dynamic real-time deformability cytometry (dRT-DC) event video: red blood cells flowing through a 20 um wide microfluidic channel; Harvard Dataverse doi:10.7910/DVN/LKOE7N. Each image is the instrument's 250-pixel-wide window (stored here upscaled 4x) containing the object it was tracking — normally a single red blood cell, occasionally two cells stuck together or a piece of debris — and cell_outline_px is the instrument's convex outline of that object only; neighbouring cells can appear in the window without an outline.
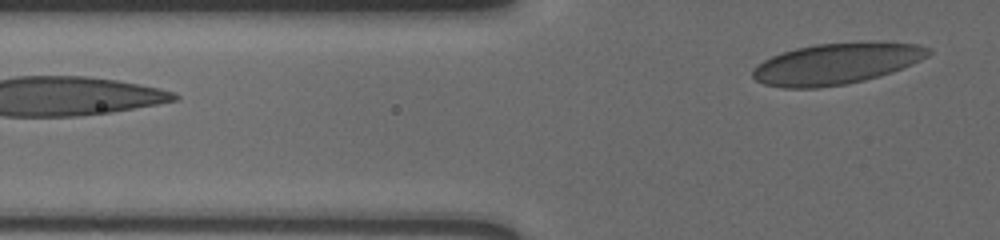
{"species": "human", "species_latin": "Homo sapiens", "temperature_condition": "cold", "stored_images_in_passage": 4, "segment_of_instrument_passage": [2, 2], "camera_frame_rate_fps": 3000, "um_per_image_px": 0.085, "donor": {"sex": "male"}, "frame": {"image": 1, "passage_image": 4, "time_ms": 1.0, "image_size_px": [1000, 240], "cell_outline_px": [[932, 52], [928, 56], [912, 64], [892, 72], [880, 76], [864, 80], [844, 84], [816, 88], [784, 88], [764, 84], [756, 80], [752, 76], [752, 68], [756, 64], [772, 56], [796, 48], [816, 44], [864, 40], [876, 40], [916, 44], [932, 48]], "centroid_in_image_um": [71.13, 5.38], "position_along_channel_um": 54.7, "area_um2": 42.77}}